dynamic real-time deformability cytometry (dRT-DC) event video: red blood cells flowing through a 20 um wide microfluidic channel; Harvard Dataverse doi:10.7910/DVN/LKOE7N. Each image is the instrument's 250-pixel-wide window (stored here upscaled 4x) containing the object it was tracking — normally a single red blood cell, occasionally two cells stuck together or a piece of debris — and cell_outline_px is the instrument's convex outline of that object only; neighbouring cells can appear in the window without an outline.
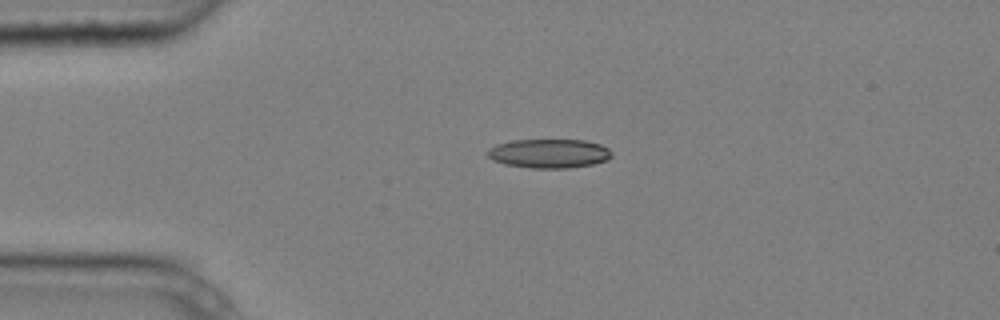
{"species": "common noctule bat (a hibernating species)", "species_latin": "Nyctalus noctula", "temperature_condition": "cold", "stored_images_in_passage": 4, "camera_frame_rate_fps": 3000, "um_per_image_px": 0.085, "animal": {"sex": "male", "body_mass_g": 20.4}, "frame": {"image": 1, "passage_image": 3, "time_ms": 0.667, "image_size_px": [1000, 320], "cell_outline_px": [[612, 156], [608, 160], [592, 164], [568, 168], [532, 168], [504, 164], [492, 160], [488, 156], [488, 148], [496, 144], [512, 140], [584, 140], [600, 144], [608, 148], [612, 152]], "centroid_in_image_um": [46.67, 13.04], "position_along_channel_um": 38.3, "area_um2": 21.1}}